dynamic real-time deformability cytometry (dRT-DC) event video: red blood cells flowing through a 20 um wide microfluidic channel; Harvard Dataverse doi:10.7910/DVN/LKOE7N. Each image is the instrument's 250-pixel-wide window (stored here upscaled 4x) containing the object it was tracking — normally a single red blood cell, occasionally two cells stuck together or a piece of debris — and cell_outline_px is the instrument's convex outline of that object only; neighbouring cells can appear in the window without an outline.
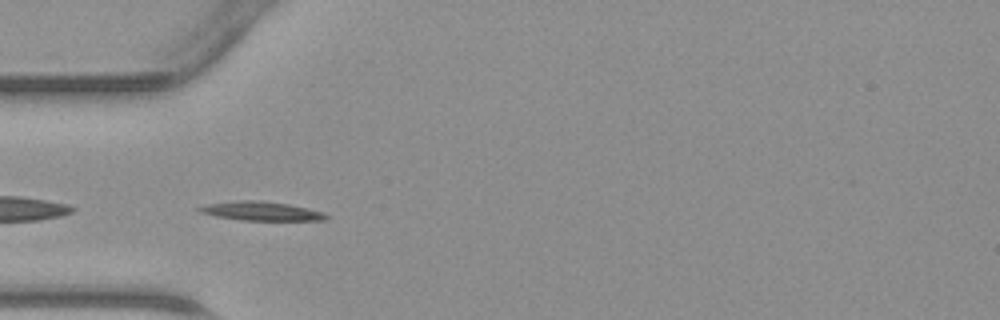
{"species": "common noctule bat (a hibernating species)", "species_latin": "Nyctalus noctula", "temperature_condition": "warm", "stored_images_in_passage": 45, "segment_of_instrument_passage": [2, 2], "camera_frame_rate_fps": 3000, "um_per_image_px": 0.085, "animal": {"sex": "male", "body_mass_g": 23.1, "forearm_length_mm": 52.7}, "frame": {"image": 1, "passage_image": 13, "time_ms": 4.0, "image_size_px": [1000, 320], "cell_outline_px": [[328, 220], [240, 220], [216, 216], [200, 212], [196, 208], [208, 204], [236, 200], [256, 200], [288, 204], [308, 208], [324, 212], [328, 216]], "centroid_in_image_um": [22.22, 17.94], "position_along_channel_um": 62.8, "area_um2": 13.93}}
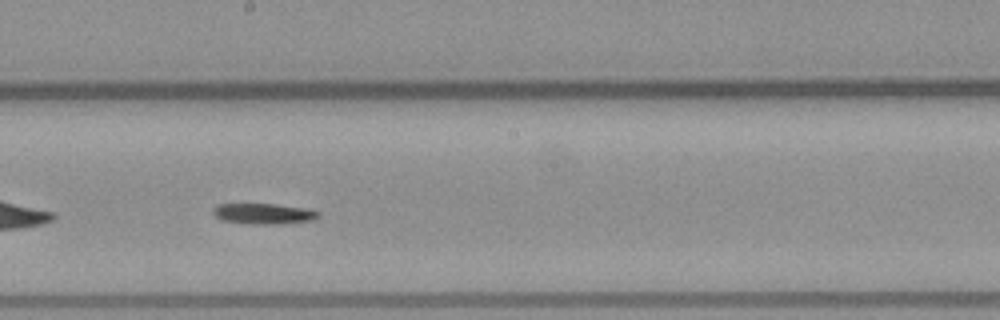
{"frame": {"image": 2, "passage_image": 24, "time_ms": 7.667, "image_size_px": [1000, 320], "cell_outline_px": [[320, 216], [312, 220], [284, 224], [248, 224], [220, 220], [212, 212], [212, 208], [216, 204], [276, 204], [308, 208], [320, 212]], "centroid_in_image_um": [22.41, 18.16], "position_along_channel_um": 225.8, "area_um2": 12.95}}
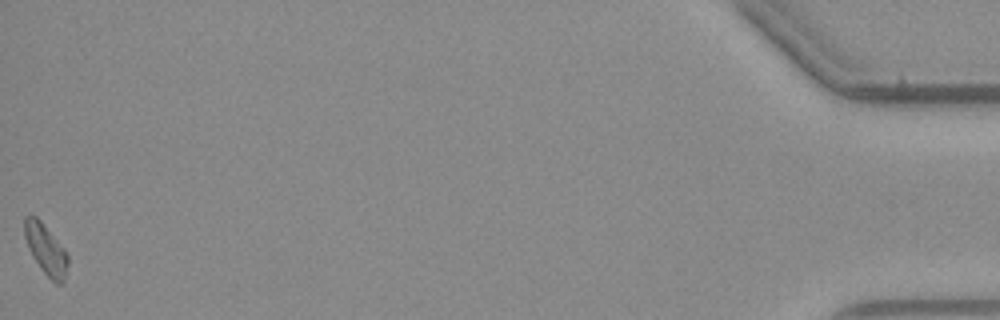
{"frame": {"image": 3, "passage_image": 45, "time_ms": 14.667, "image_size_px": [1000, 320], "cell_outline_px": [[68, 264], [64, 284], [56, 284], [44, 272], [32, 256], [28, 248], [24, 236], [24, 216], [36, 216], [40, 220], [64, 248], [68, 256]], "centroid_in_image_um": [3.9, 21.21], "position_along_channel_um": 431.3, "area_um2": 12.72}}